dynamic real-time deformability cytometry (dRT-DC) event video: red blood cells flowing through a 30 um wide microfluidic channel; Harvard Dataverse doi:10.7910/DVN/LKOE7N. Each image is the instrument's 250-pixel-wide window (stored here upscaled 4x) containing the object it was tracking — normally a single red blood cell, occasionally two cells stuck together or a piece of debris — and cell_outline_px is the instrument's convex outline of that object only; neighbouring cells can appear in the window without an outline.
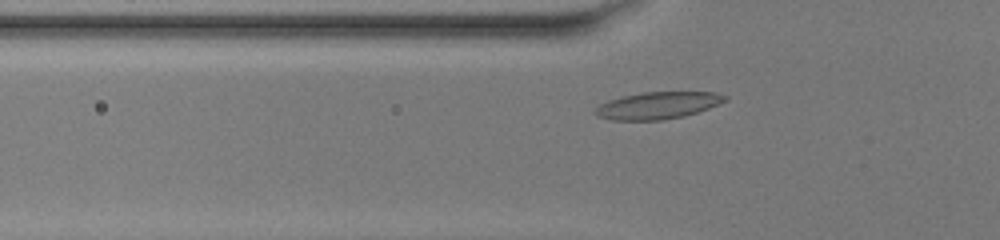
{"species": "common noctule bat (a hibernating species)", "species_latin": "Nyctalus noctula", "temperature_condition": "warm", "stored_images_in_passage": 41, "camera_frame_rate_fps": 3000, "um_per_image_px": 0.085, "animal": {"sex": "female", "body_mass_g": 20.0, "forearm_length_mm": 54.0}, "frame": {"image": 1, "passage_image": 8, "time_ms": 2.333, "image_size_px": [1000, 240], "cell_outline_px": [[728, 100], [708, 108], [684, 116], [664, 120], [612, 120], [596, 116], [592, 112], [600, 104], [608, 100], [620, 96], [644, 92], [716, 92], [728, 96]], "centroid_in_image_um": [55.88, 8.96], "position_along_channel_um": 69.9, "area_um2": 20.58}}
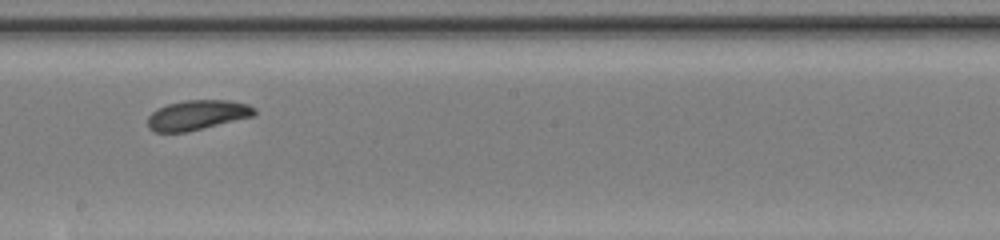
{"frame": {"image": 2, "passage_image": 20, "time_ms": 6.333, "image_size_px": [1000, 240], "cell_outline_px": [[256, 112], [252, 116], [188, 132], [152, 132], [148, 128], [148, 116], [156, 108], [168, 104], [184, 100], [228, 100], [248, 104], [256, 108]], "centroid_in_image_um": [16.73, 9.78], "position_along_channel_um": 231.5, "area_um2": 18.61}}
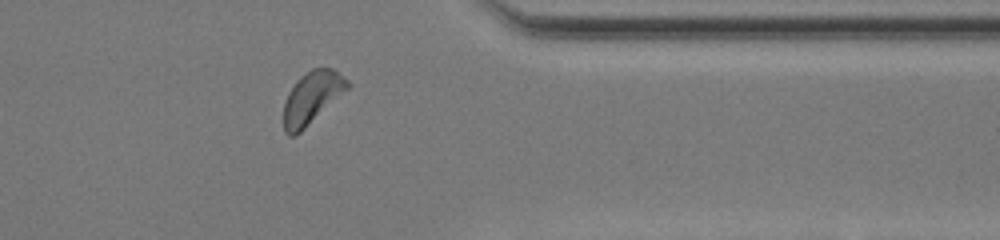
{"frame": {"image": 3, "passage_image": 32, "time_ms": 10.333, "image_size_px": [1000, 240], "cell_outline_px": [[348, 88], [296, 136], [288, 136], [284, 132], [284, 104], [288, 92], [296, 80], [300, 76], [312, 68], [332, 68], [348, 80]], "centroid_in_image_um": [26.47, 8.3], "position_along_channel_um": 384.9, "area_um2": 19.13}, "authors_computed_cell_mechanics": {"area_um2": 19.074, "velocity_mm_per_s": 4.0731, "shape_relaxation_time_tau1_ms": 4.253, "shape_relaxation_time_tau2_ms": null, "deformation_change_tau1": 0.107, "deformation_change_tau2": null}}